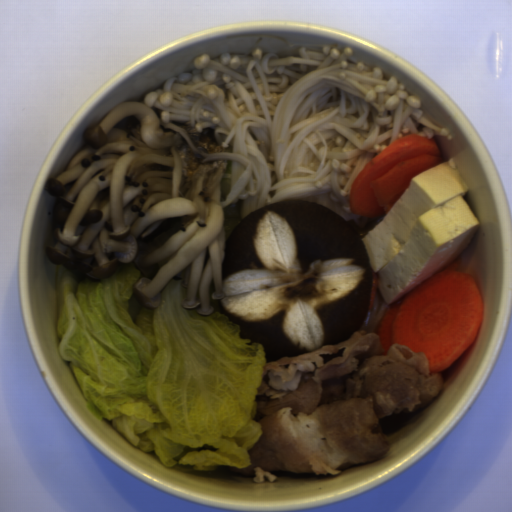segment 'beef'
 <instances>
[{
	"label": "beef",
	"instance_id": "33117281",
	"mask_svg": "<svg viewBox=\"0 0 512 512\" xmlns=\"http://www.w3.org/2000/svg\"><path fill=\"white\" fill-rule=\"evenodd\" d=\"M424 352L391 345L364 329L340 343L265 363L252 420L261 436L248 467L228 472L251 482L279 476H338L376 462L390 448L381 422L425 409L443 390Z\"/></svg>",
	"mask_w": 512,
	"mask_h": 512
}]
</instances>
